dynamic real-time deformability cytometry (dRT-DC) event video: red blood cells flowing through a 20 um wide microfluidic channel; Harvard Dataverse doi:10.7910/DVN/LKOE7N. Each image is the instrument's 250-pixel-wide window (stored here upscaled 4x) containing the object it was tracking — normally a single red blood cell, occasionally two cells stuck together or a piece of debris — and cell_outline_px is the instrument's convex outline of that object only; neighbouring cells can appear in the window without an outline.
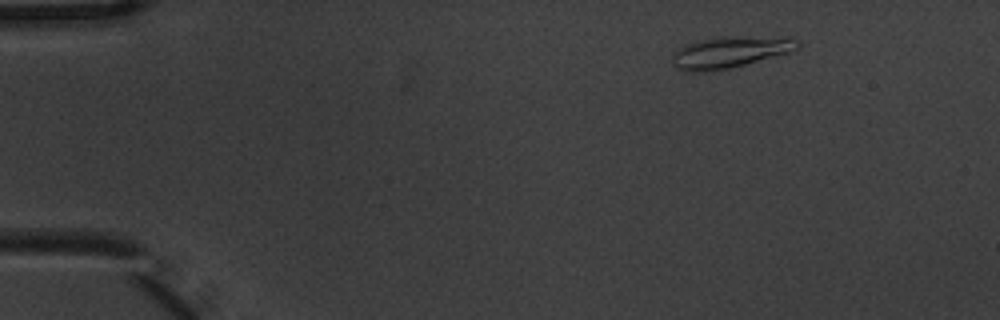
{"species": "common noctule bat (a hibernating species)", "species_latin": "Nyctalus noctula", "temperature_condition": "warm", "stored_images_in_passage": 5, "camera_frame_rate_fps": 3000, "um_per_image_px": 0.085, "animal": {"sex": "male", "body_mass_g": 20.1, "forearm_length_mm": 53.5}, "frame": {"image": 1, "passage_image": 2, "time_ms": 0.333, "image_size_px": [1000, 320], "cell_outline_px": [[800, 48], [788, 52], [744, 64], [728, 68], [704, 72], [692, 72], [676, 68], [672, 64], [672, 52], [676, 48], [684, 44], [700, 40], [720, 36], [724, 36], [796, 40], [800, 44]], "centroid_in_image_um": [61.87, 4.45], "position_along_channel_um": 23.1, "area_um2": 22.31}}
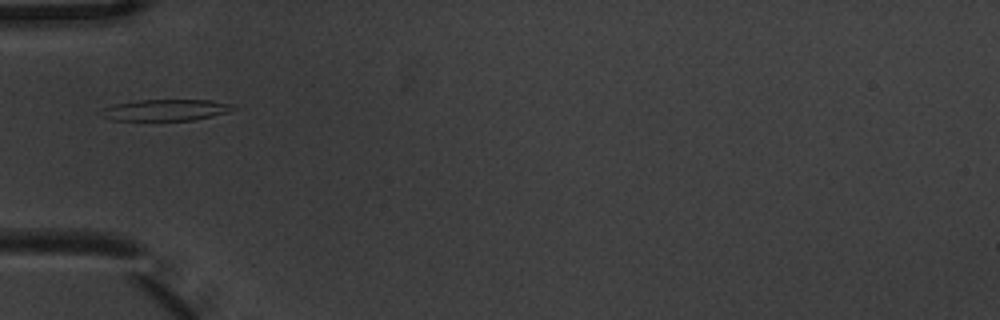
{"frame": {"image": 2, "passage_image": 5, "time_ms": 1.333, "image_size_px": [1000, 320], "cell_outline_px": [[236, 108], [228, 112], [212, 116], [192, 120], [112, 120], [104, 116], [104, 108], [116, 104], [136, 100], [208, 100], [236, 104]], "centroid_in_image_um": [14.18, 9.34], "position_along_channel_um": 70.8, "area_um2": 16.18}}